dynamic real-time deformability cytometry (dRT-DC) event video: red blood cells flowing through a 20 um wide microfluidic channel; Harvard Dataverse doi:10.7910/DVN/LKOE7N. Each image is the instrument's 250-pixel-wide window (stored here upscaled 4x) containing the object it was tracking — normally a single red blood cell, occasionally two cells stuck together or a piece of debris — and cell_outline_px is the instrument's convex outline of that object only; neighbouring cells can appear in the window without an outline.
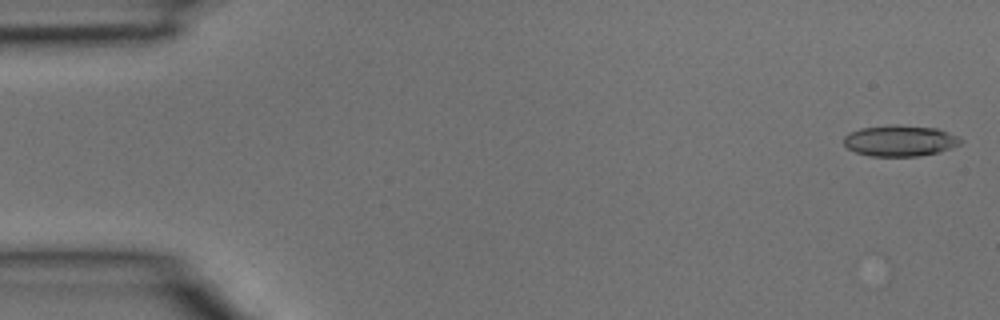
{"species": "common noctule bat (a hibernating species)", "species_latin": "Nyctalus noctula", "temperature_condition": "room temperature", "stored_images_in_passage": 26, "camera_frame_rate_fps": 3000, "um_per_image_px": 0.085, "animal": {"sex": "male", "body_mass_g": 15.6}, "frame": {"image": 1, "passage_image": 1, "time_ms": 0.0, "image_size_px": [1000, 320], "cell_outline_px": [[964, 140], [960, 144], [940, 152], [920, 156], [872, 156], [856, 152], [848, 148], [844, 144], [844, 136], [848, 132], [860, 128], [892, 124], [896, 124], [936, 128], [960, 136]], "centroid_in_image_um": [76.52, 11.95], "position_along_channel_um": 8.5, "area_um2": 21.39}}
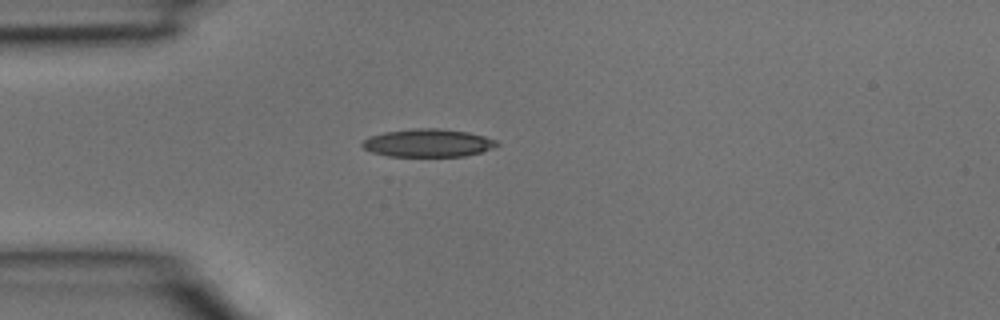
{"frame": {"image": 2, "passage_image": 10, "time_ms": 3.0, "image_size_px": [1000, 320], "cell_outline_px": [[500, 144], [492, 148], [480, 152], [464, 156], [388, 156], [372, 152], [364, 148], [360, 144], [368, 136], [384, 132], [412, 128], [440, 128], [468, 132], [484, 136], [496, 140]], "centroid_in_image_um": [36.36, 12.14], "position_along_channel_um": 48.6, "area_um2": 21.96}}